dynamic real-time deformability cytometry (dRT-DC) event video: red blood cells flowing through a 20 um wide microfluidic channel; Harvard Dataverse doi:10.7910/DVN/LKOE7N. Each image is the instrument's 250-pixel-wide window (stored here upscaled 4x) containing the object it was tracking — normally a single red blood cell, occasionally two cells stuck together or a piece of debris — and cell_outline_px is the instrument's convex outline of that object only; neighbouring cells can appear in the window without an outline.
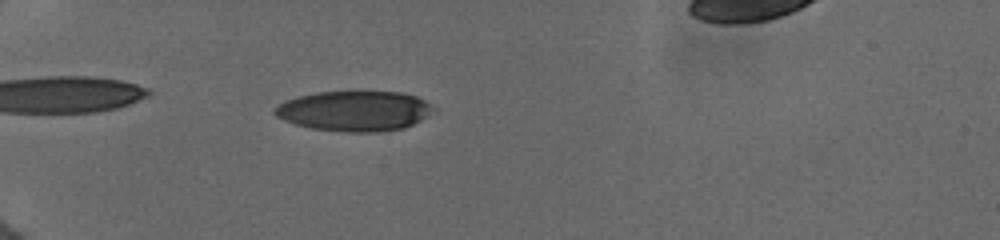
{"species": "human", "species_latin": "Homo sapiens", "temperature_condition": "cold", "stored_images_in_passage": 48, "camera_frame_rate_fps": 3000, "um_per_image_px": 0.085, "donor": {"sex": "female"}, "frame": {"image": 1, "passage_image": 12, "time_ms": 5.667, "image_size_px": [1000, 240], "cell_outline_px": [[436, 108], [420, 120], [404, 128], [376, 132], [344, 132], [312, 128], [296, 124], [284, 120], [276, 116], [272, 112], [272, 108], [284, 100], [316, 92], [360, 88], [400, 92], [416, 96], [424, 100]], "centroid_in_image_um": [30.1, 9.38], "position_along_channel_um": 54.9, "area_um2": 38.26}}
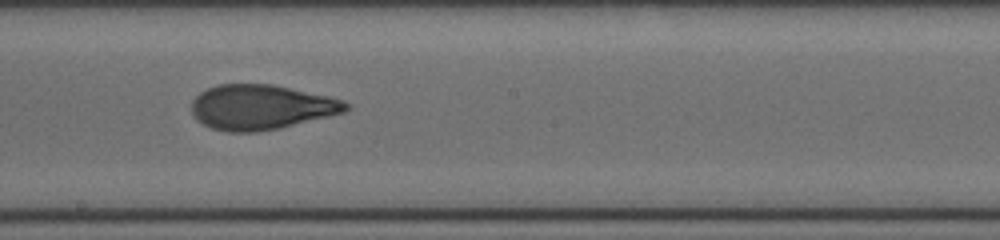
{"frame": {"image": 2, "passage_image": 30, "time_ms": 10.667, "image_size_px": [1000, 240], "cell_outline_px": [[352, 104], [344, 112], [280, 128], [256, 132], [228, 132], [212, 128], [196, 120], [192, 116], [192, 100], [200, 92], [208, 88], [220, 84], [272, 84], [328, 96], [344, 100]], "centroid_in_image_um": [22.18, 9.11], "position_along_channel_um": 226.0, "area_um2": 40.34}}
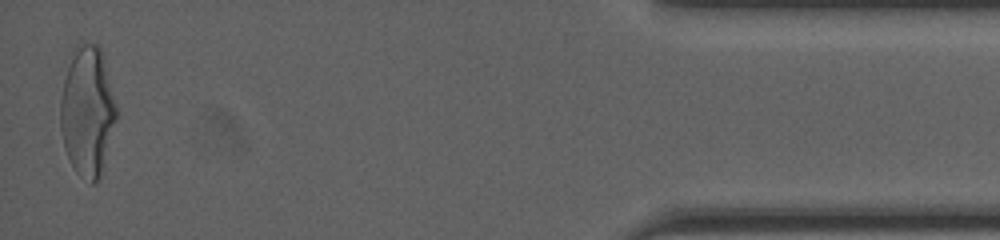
{"frame": {"image": 3, "passage_image": 48, "time_ms": 17.333, "image_size_px": [1000, 240], "cell_outline_px": [[116, 120], [100, 176], [92, 184], [88, 184], [76, 172], [64, 148], [60, 128], [60, 100], [64, 60], [72, 48], [80, 40], [96, 44], [100, 48], [104, 56], [116, 104]], "centroid_in_image_um": [7.38, 9.33], "position_along_channel_um": 427.8, "area_um2": 43.52}, "authors_computed_cell_mechanics": {"area_um2": 39.3329, "velocity_mm_per_s": 3.9811, "shape_relaxation_time_tau1_ms": 4.2769, "shape_relaxation_time_tau2_ms": 1.3656, "deformation_change_tau1": 0.1979, "deformation_change_tau2": 0.094}}